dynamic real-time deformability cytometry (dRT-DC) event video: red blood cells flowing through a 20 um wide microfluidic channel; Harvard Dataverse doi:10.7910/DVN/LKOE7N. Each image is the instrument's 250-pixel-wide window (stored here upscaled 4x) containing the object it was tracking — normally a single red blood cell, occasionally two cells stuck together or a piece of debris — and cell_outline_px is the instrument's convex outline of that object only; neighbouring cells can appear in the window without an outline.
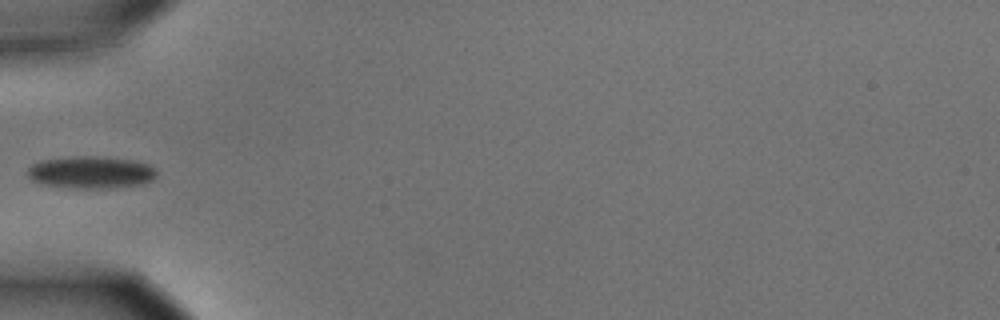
{"species": "common noctule bat (a hibernating species)", "species_latin": "Nyctalus noctula", "temperature_condition": "cold", "stored_images_in_passage": 2, "camera_frame_rate_fps": 3000, "um_per_image_px": 0.085, "animal": {"sex": "male", "body_mass_g": 15.6}, "frame": {"image": 1, "passage_image": 1, "time_ms": 0.0, "image_size_px": [1000, 320], "cell_outline_px": [[156, 176], [152, 180], [144, 184], [112, 188], [76, 188], [44, 184], [32, 180], [28, 176], [28, 168], [32, 164], [40, 160], [76, 156], [96, 156], [132, 160], [148, 164], [156, 172]], "centroid_in_image_um": [7.73, 14.65], "position_along_channel_um": 77.3, "area_um2": 24.16}}
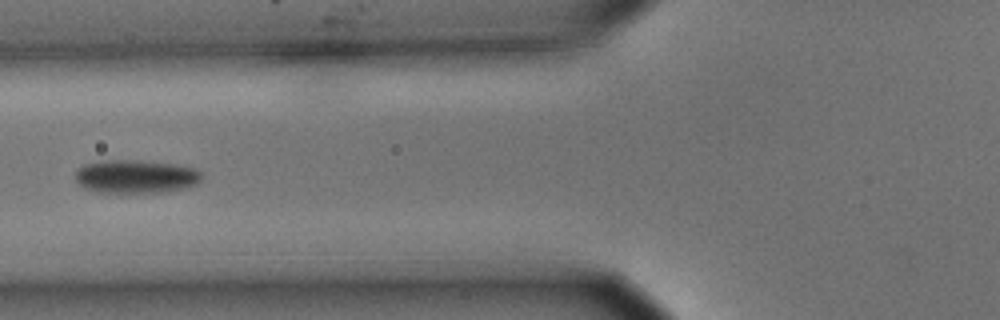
{"frame": {"image": 2, "passage_image": 2, "time_ms": 0.333, "image_size_px": [1000, 320], "cell_outline_px": [[204, 176], [196, 184], [184, 188], [160, 192], [100, 192], [84, 188], [76, 184], [76, 168], [84, 164], [100, 160], [140, 160], [172, 164], [196, 168]], "centroid_in_image_um": [11.51, 14.99], "position_along_channel_um": 114.3, "area_um2": 24.68}}